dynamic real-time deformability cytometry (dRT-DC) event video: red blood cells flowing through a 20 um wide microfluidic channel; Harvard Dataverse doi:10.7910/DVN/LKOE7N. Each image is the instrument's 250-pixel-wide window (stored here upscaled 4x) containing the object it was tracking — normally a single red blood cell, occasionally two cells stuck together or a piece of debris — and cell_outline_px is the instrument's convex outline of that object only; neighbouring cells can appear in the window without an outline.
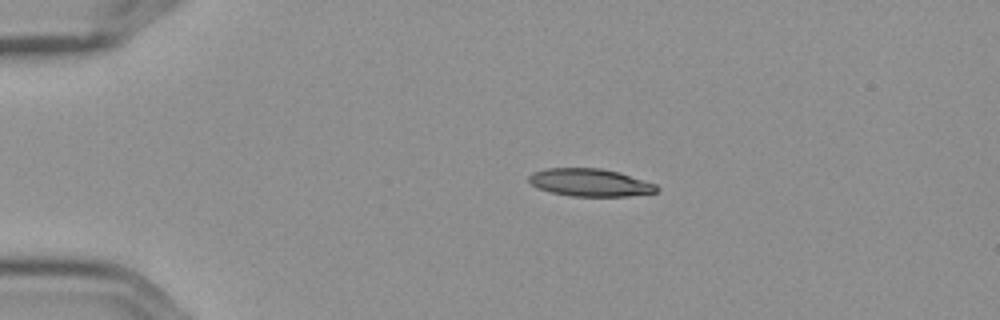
{"species": "Egyptian fruit bat (a non-hibernating species)", "species_latin": "Rousettus aegyptiacus", "temperature_condition": "cold", "stored_images_in_passage": 12, "camera_frame_rate_fps": 3000, "um_per_image_px": 0.085, "frame": {"image": 1, "passage_image": 1, "time_ms": 0.0, "image_size_px": [1000, 320], "cell_outline_px": [[660, 188], [656, 192], [628, 196], [572, 196], [552, 192], [540, 188], [532, 184], [528, 180], [528, 176], [532, 172], [544, 168], [600, 168], [620, 172], [656, 184]], "centroid_in_image_um": [50.16, 15.5], "position_along_channel_um": 34.8, "area_um2": 20.58}}
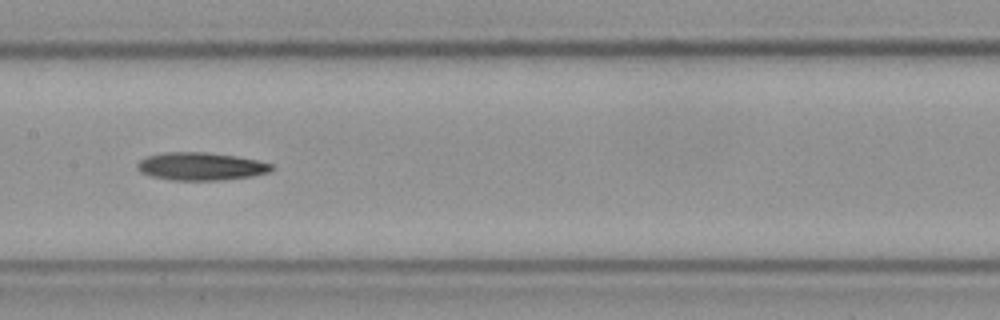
{"frame": {"image": 2, "passage_image": 5, "time_ms": 1.333, "image_size_px": [1000, 320], "cell_outline_px": [[272, 168], [268, 172], [252, 176], [216, 180], [172, 180], [152, 176], [140, 172], [136, 168], [136, 164], [140, 160], [148, 156], [164, 152], [208, 152], [236, 156], [256, 160], [272, 164]], "centroid_in_image_um": [17.03, 14.13], "position_along_channel_um": 190.4, "area_um2": 21.62}}
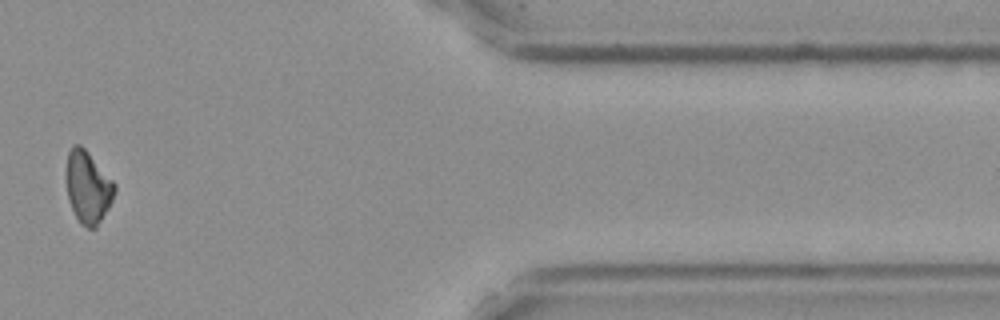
{"frame": {"image": 3, "passage_image": 11, "time_ms": 3.333, "image_size_px": [1000, 320], "cell_outline_px": [[116, 192], [108, 208], [96, 228], [88, 228], [80, 224], [72, 208], [68, 196], [68, 152], [72, 144], [80, 144], [88, 152], [116, 184]], "centroid_in_image_um": [7.51, 15.92], "position_along_channel_um": 403.9, "area_um2": 19.88}}